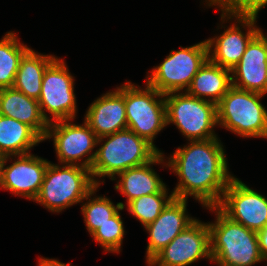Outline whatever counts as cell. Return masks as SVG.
<instances>
[{
	"mask_svg": "<svg viewBox=\"0 0 267 266\" xmlns=\"http://www.w3.org/2000/svg\"><path fill=\"white\" fill-rule=\"evenodd\" d=\"M163 153H159L152 161L142 166L129 168L117 176L120 181L115 185V189L119 190L127 197V204L143 195L159 193L166 186L157 173L151 168L152 164L162 163Z\"/></svg>",
	"mask_w": 267,
	"mask_h": 266,
	"instance_id": "19",
	"label": "cell"
},
{
	"mask_svg": "<svg viewBox=\"0 0 267 266\" xmlns=\"http://www.w3.org/2000/svg\"><path fill=\"white\" fill-rule=\"evenodd\" d=\"M167 194L168 192L165 187L159 193L143 195L142 197H138L130 201L127 204V209L145 227L149 223L153 222L174 198L173 193L169 196Z\"/></svg>",
	"mask_w": 267,
	"mask_h": 266,
	"instance_id": "25",
	"label": "cell"
},
{
	"mask_svg": "<svg viewBox=\"0 0 267 266\" xmlns=\"http://www.w3.org/2000/svg\"><path fill=\"white\" fill-rule=\"evenodd\" d=\"M231 70L212 63L209 59L203 64L193 77L186 92L196 98L215 103L232 87ZM205 97H209L206 99Z\"/></svg>",
	"mask_w": 267,
	"mask_h": 266,
	"instance_id": "20",
	"label": "cell"
},
{
	"mask_svg": "<svg viewBox=\"0 0 267 266\" xmlns=\"http://www.w3.org/2000/svg\"><path fill=\"white\" fill-rule=\"evenodd\" d=\"M264 94L231 87L217 104V125L240 137L267 138V110Z\"/></svg>",
	"mask_w": 267,
	"mask_h": 266,
	"instance_id": "6",
	"label": "cell"
},
{
	"mask_svg": "<svg viewBox=\"0 0 267 266\" xmlns=\"http://www.w3.org/2000/svg\"><path fill=\"white\" fill-rule=\"evenodd\" d=\"M207 41L179 51L171 50L164 61L146 76L147 83L162 94L186 91L193 77L209 59ZM186 87V88H185Z\"/></svg>",
	"mask_w": 267,
	"mask_h": 266,
	"instance_id": "9",
	"label": "cell"
},
{
	"mask_svg": "<svg viewBox=\"0 0 267 266\" xmlns=\"http://www.w3.org/2000/svg\"><path fill=\"white\" fill-rule=\"evenodd\" d=\"M209 6L221 8V19H233L248 28L246 34L238 24L228 27L222 35L207 39L209 60L223 68L232 70L241 60L249 42L261 31L256 27L258 12L267 5V0H208ZM232 16V17H231ZM212 48L213 51H212Z\"/></svg>",
	"mask_w": 267,
	"mask_h": 266,
	"instance_id": "2",
	"label": "cell"
},
{
	"mask_svg": "<svg viewBox=\"0 0 267 266\" xmlns=\"http://www.w3.org/2000/svg\"><path fill=\"white\" fill-rule=\"evenodd\" d=\"M55 59L53 55H41L30 49L20 60L13 88L38 100L43 75Z\"/></svg>",
	"mask_w": 267,
	"mask_h": 266,
	"instance_id": "22",
	"label": "cell"
},
{
	"mask_svg": "<svg viewBox=\"0 0 267 266\" xmlns=\"http://www.w3.org/2000/svg\"><path fill=\"white\" fill-rule=\"evenodd\" d=\"M0 114L30 126L44 140L49 122L43 117L37 99L13 87L0 89Z\"/></svg>",
	"mask_w": 267,
	"mask_h": 266,
	"instance_id": "18",
	"label": "cell"
},
{
	"mask_svg": "<svg viewBox=\"0 0 267 266\" xmlns=\"http://www.w3.org/2000/svg\"><path fill=\"white\" fill-rule=\"evenodd\" d=\"M44 141L30 126L0 114V154L18 156Z\"/></svg>",
	"mask_w": 267,
	"mask_h": 266,
	"instance_id": "21",
	"label": "cell"
},
{
	"mask_svg": "<svg viewBox=\"0 0 267 266\" xmlns=\"http://www.w3.org/2000/svg\"><path fill=\"white\" fill-rule=\"evenodd\" d=\"M69 121L59 120L49 123L44 140L54 138L55 151L61 164L76 165L86 155L87 159L80 165L90 170L96 151L89 153L97 146L98 137L85 122L77 125Z\"/></svg>",
	"mask_w": 267,
	"mask_h": 266,
	"instance_id": "12",
	"label": "cell"
},
{
	"mask_svg": "<svg viewBox=\"0 0 267 266\" xmlns=\"http://www.w3.org/2000/svg\"><path fill=\"white\" fill-rule=\"evenodd\" d=\"M17 157L18 159L7 167L5 164L10 156L4 157L1 188L34 200L40 191L50 161L32 154Z\"/></svg>",
	"mask_w": 267,
	"mask_h": 266,
	"instance_id": "15",
	"label": "cell"
},
{
	"mask_svg": "<svg viewBox=\"0 0 267 266\" xmlns=\"http://www.w3.org/2000/svg\"><path fill=\"white\" fill-rule=\"evenodd\" d=\"M38 266H71V263L65 264L57 259L40 258Z\"/></svg>",
	"mask_w": 267,
	"mask_h": 266,
	"instance_id": "28",
	"label": "cell"
},
{
	"mask_svg": "<svg viewBox=\"0 0 267 266\" xmlns=\"http://www.w3.org/2000/svg\"><path fill=\"white\" fill-rule=\"evenodd\" d=\"M2 174H3V160H0V187L2 183Z\"/></svg>",
	"mask_w": 267,
	"mask_h": 266,
	"instance_id": "29",
	"label": "cell"
},
{
	"mask_svg": "<svg viewBox=\"0 0 267 266\" xmlns=\"http://www.w3.org/2000/svg\"><path fill=\"white\" fill-rule=\"evenodd\" d=\"M230 220L259 231L267 224V198L233 177L216 206Z\"/></svg>",
	"mask_w": 267,
	"mask_h": 266,
	"instance_id": "11",
	"label": "cell"
},
{
	"mask_svg": "<svg viewBox=\"0 0 267 266\" xmlns=\"http://www.w3.org/2000/svg\"><path fill=\"white\" fill-rule=\"evenodd\" d=\"M212 260L208 223L196 219L149 262V266H187L200 258Z\"/></svg>",
	"mask_w": 267,
	"mask_h": 266,
	"instance_id": "13",
	"label": "cell"
},
{
	"mask_svg": "<svg viewBox=\"0 0 267 266\" xmlns=\"http://www.w3.org/2000/svg\"><path fill=\"white\" fill-rule=\"evenodd\" d=\"M218 138L190 141L178 147L166 164L177 174L175 198L193 196L204 207H216L233 175L228 172L223 145Z\"/></svg>",
	"mask_w": 267,
	"mask_h": 266,
	"instance_id": "1",
	"label": "cell"
},
{
	"mask_svg": "<svg viewBox=\"0 0 267 266\" xmlns=\"http://www.w3.org/2000/svg\"><path fill=\"white\" fill-rule=\"evenodd\" d=\"M216 222L208 223L212 262L219 266H251L263 261L258 245L257 232L225 216L217 207Z\"/></svg>",
	"mask_w": 267,
	"mask_h": 266,
	"instance_id": "4",
	"label": "cell"
},
{
	"mask_svg": "<svg viewBox=\"0 0 267 266\" xmlns=\"http://www.w3.org/2000/svg\"><path fill=\"white\" fill-rule=\"evenodd\" d=\"M29 50L13 32L0 40V89L13 87L20 60Z\"/></svg>",
	"mask_w": 267,
	"mask_h": 266,
	"instance_id": "23",
	"label": "cell"
},
{
	"mask_svg": "<svg viewBox=\"0 0 267 266\" xmlns=\"http://www.w3.org/2000/svg\"><path fill=\"white\" fill-rule=\"evenodd\" d=\"M125 235L123 221L119 211L108 222L101 225L91 236L107 252L118 253Z\"/></svg>",
	"mask_w": 267,
	"mask_h": 266,
	"instance_id": "26",
	"label": "cell"
},
{
	"mask_svg": "<svg viewBox=\"0 0 267 266\" xmlns=\"http://www.w3.org/2000/svg\"><path fill=\"white\" fill-rule=\"evenodd\" d=\"M96 186L91 171L79 163L63 164L61 167L49 162L40 191L34 200L51 212L59 213L85 200Z\"/></svg>",
	"mask_w": 267,
	"mask_h": 266,
	"instance_id": "5",
	"label": "cell"
},
{
	"mask_svg": "<svg viewBox=\"0 0 267 266\" xmlns=\"http://www.w3.org/2000/svg\"><path fill=\"white\" fill-rule=\"evenodd\" d=\"M43 117L49 122L73 120L76 115L74 79L66 63L56 58L43 75L41 94L38 99ZM48 111L52 116L45 113Z\"/></svg>",
	"mask_w": 267,
	"mask_h": 266,
	"instance_id": "10",
	"label": "cell"
},
{
	"mask_svg": "<svg viewBox=\"0 0 267 266\" xmlns=\"http://www.w3.org/2000/svg\"><path fill=\"white\" fill-rule=\"evenodd\" d=\"M84 122L98 138L126 129L125 84L97 98L86 111Z\"/></svg>",
	"mask_w": 267,
	"mask_h": 266,
	"instance_id": "17",
	"label": "cell"
},
{
	"mask_svg": "<svg viewBox=\"0 0 267 266\" xmlns=\"http://www.w3.org/2000/svg\"><path fill=\"white\" fill-rule=\"evenodd\" d=\"M176 93V94H175ZM165 94L167 125L175 124L189 141L217 138V105L185 93Z\"/></svg>",
	"mask_w": 267,
	"mask_h": 266,
	"instance_id": "7",
	"label": "cell"
},
{
	"mask_svg": "<svg viewBox=\"0 0 267 266\" xmlns=\"http://www.w3.org/2000/svg\"><path fill=\"white\" fill-rule=\"evenodd\" d=\"M231 74L233 87L264 95L267 93V36L262 30L249 42Z\"/></svg>",
	"mask_w": 267,
	"mask_h": 266,
	"instance_id": "14",
	"label": "cell"
},
{
	"mask_svg": "<svg viewBox=\"0 0 267 266\" xmlns=\"http://www.w3.org/2000/svg\"><path fill=\"white\" fill-rule=\"evenodd\" d=\"M0 160H4V157H3V156H1V154H0Z\"/></svg>",
	"mask_w": 267,
	"mask_h": 266,
	"instance_id": "30",
	"label": "cell"
},
{
	"mask_svg": "<svg viewBox=\"0 0 267 266\" xmlns=\"http://www.w3.org/2000/svg\"><path fill=\"white\" fill-rule=\"evenodd\" d=\"M96 186L86 197L87 203L82 205V214L84 216V221L87 226L88 232L92 235L101 225L108 222V220L114 216L119 210L124 209V204L119 202L114 206L107 197H94L92 196L95 191H97ZM90 198V200H89Z\"/></svg>",
	"mask_w": 267,
	"mask_h": 266,
	"instance_id": "24",
	"label": "cell"
},
{
	"mask_svg": "<svg viewBox=\"0 0 267 266\" xmlns=\"http://www.w3.org/2000/svg\"><path fill=\"white\" fill-rule=\"evenodd\" d=\"M186 205V199L174 197L161 214L145 226L150 234L146 249L147 263L196 220L186 214Z\"/></svg>",
	"mask_w": 267,
	"mask_h": 266,
	"instance_id": "16",
	"label": "cell"
},
{
	"mask_svg": "<svg viewBox=\"0 0 267 266\" xmlns=\"http://www.w3.org/2000/svg\"><path fill=\"white\" fill-rule=\"evenodd\" d=\"M105 138L108 139L96 150L90 169L97 186L101 183L95 179L96 176H108L115 180V175L129 168L147 164L160 153L158 148L128 128L98 138L97 144Z\"/></svg>",
	"mask_w": 267,
	"mask_h": 266,
	"instance_id": "3",
	"label": "cell"
},
{
	"mask_svg": "<svg viewBox=\"0 0 267 266\" xmlns=\"http://www.w3.org/2000/svg\"><path fill=\"white\" fill-rule=\"evenodd\" d=\"M160 100H159V99ZM127 128L153 143L158 132L167 126L165 94L146 82L145 90L131 82L125 83Z\"/></svg>",
	"mask_w": 267,
	"mask_h": 266,
	"instance_id": "8",
	"label": "cell"
},
{
	"mask_svg": "<svg viewBox=\"0 0 267 266\" xmlns=\"http://www.w3.org/2000/svg\"><path fill=\"white\" fill-rule=\"evenodd\" d=\"M258 245L261 257L267 260V224L259 231H257Z\"/></svg>",
	"mask_w": 267,
	"mask_h": 266,
	"instance_id": "27",
	"label": "cell"
}]
</instances>
